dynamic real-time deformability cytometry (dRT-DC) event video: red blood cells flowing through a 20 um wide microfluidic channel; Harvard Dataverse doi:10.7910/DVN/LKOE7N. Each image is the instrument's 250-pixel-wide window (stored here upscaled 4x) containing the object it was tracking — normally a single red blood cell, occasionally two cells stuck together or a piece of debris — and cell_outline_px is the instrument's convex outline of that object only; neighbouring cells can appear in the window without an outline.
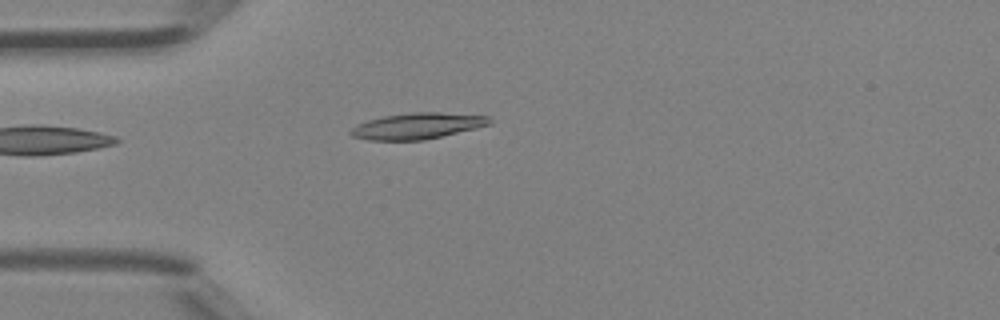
{"species": "Egyptian fruit bat (a non-hibernating species)", "species_latin": "Rousettus aegyptiacus", "temperature_condition": "room temperature", "stored_images_in_passage": 4, "camera_frame_rate_fps": 3000, "um_per_image_px": 0.085, "animal": {"sex": "female"}, "frame": {"image": 1, "passage_image": 4, "time_ms": 1.0, "image_size_px": [1000, 320], "cell_outline_px": [[492, 124], [476, 128], [424, 140], [368, 140], [352, 136], [348, 132], [356, 124], [368, 120], [384, 116], [412, 112], [440, 112], [488, 116], [492, 120]], "centroid_in_image_um": [35.47, 10.7], "position_along_channel_um": 49.5, "area_um2": 21.1}}